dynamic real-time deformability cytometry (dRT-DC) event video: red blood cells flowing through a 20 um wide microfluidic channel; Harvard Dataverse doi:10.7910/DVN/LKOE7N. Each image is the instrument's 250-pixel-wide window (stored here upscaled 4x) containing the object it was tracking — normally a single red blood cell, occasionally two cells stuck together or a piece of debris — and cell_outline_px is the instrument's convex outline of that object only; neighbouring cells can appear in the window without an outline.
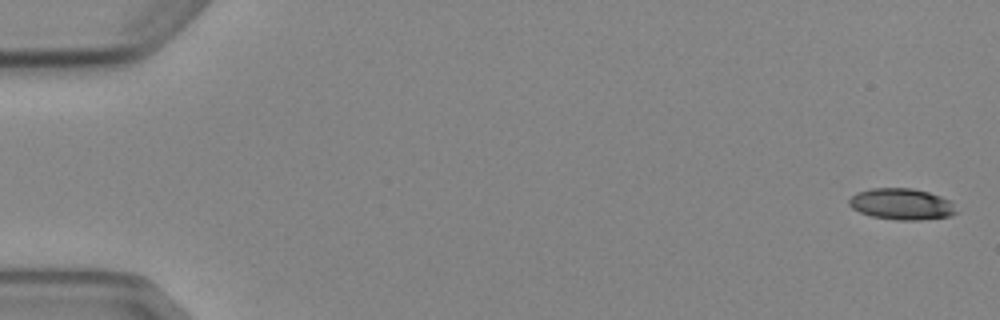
{"species": "Egyptian fruit bat (a non-hibernating species)", "species_latin": "Rousettus aegyptiacus", "temperature_condition": "cold", "stored_images_in_passage": 6, "camera_frame_rate_fps": 3000, "um_per_image_px": 0.085, "animal": {"sex": "female"}, "frame": {"image": 1, "passage_image": 1, "time_ms": 0.0, "image_size_px": [1000, 320], "cell_outline_px": [[960, 212], [948, 216], [920, 220], [896, 220], [872, 216], [860, 212], [852, 208], [848, 204], [848, 200], [856, 192], [872, 188], [912, 188], [928, 192], [940, 196], [948, 200]], "centroid_in_image_um": [76.62, 17.35], "position_along_channel_um": 8.4, "area_um2": 19.54}}
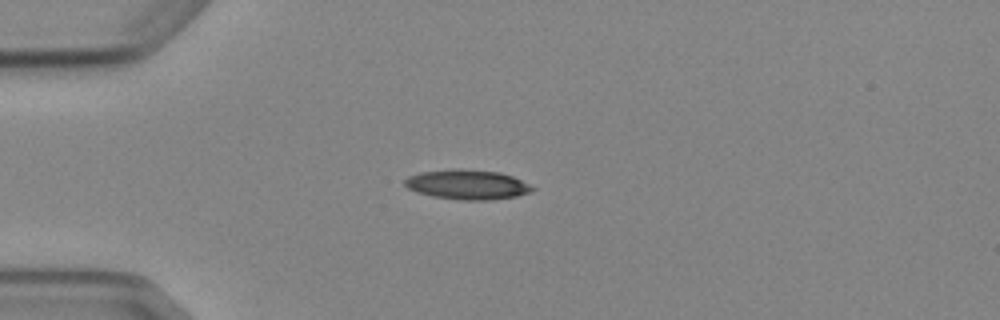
{"frame": {"image": 2, "passage_image": 4, "time_ms": 4.333, "image_size_px": [1000, 320], "cell_outline_px": [[536, 188], [532, 192], [516, 196], [492, 200], [460, 200], [432, 196], [416, 192], [408, 188], [404, 184], [404, 180], [408, 176], [420, 172], [460, 168], [500, 172], [512, 176]], "centroid_in_image_um": [39.72, 15.69], "position_along_channel_um": 45.3, "area_um2": 22.2}}
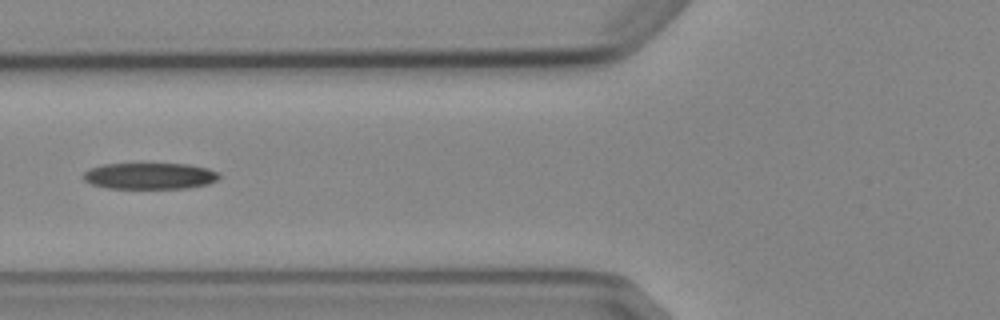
{"frame": {"image": 3, "passage_image": 6, "time_ms": 6.667, "image_size_px": [1000, 320], "cell_outline_px": [[220, 176], [216, 180], [208, 184], [188, 188], [108, 188], [92, 184], [84, 180], [84, 172], [92, 168], [104, 164], [188, 164], [208, 168], [220, 172]], "centroid_in_image_um": [12.78, 14.96], "position_along_channel_um": 113.0, "area_um2": 20.75}}